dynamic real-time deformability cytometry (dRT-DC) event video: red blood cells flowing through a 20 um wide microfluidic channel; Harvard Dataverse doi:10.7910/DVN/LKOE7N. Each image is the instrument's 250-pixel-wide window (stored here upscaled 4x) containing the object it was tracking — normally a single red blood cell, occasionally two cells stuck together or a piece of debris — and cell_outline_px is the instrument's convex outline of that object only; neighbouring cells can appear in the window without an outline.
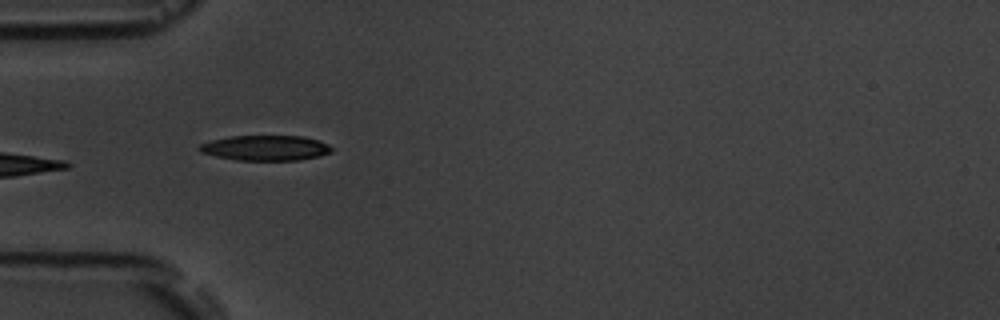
{"species": "common noctule bat (a hibernating species)", "species_latin": "Nyctalus noctula", "temperature_condition": "room temperature", "stored_images_in_passage": 6, "camera_frame_rate_fps": 3000, "um_per_image_px": 0.085, "animal": {"sex": "male", "body_mass_g": 19.5, "forearm_length_mm": 54.6}, "frame": {"image": 1, "passage_image": 5, "time_ms": 4.667, "image_size_px": [1000, 320], "cell_outline_px": [[332, 152], [320, 156], [300, 160], [236, 160], [216, 156], [200, 152], [196, 148], [200, 144], [212, 140], [228, 136], [304, 136], [320, 140], [328, 144], [332, 148]], "centroid_in_image_um": [22.58, 12.57], "position_along_channel_um": 62.4, "area_um2": 19.59}}
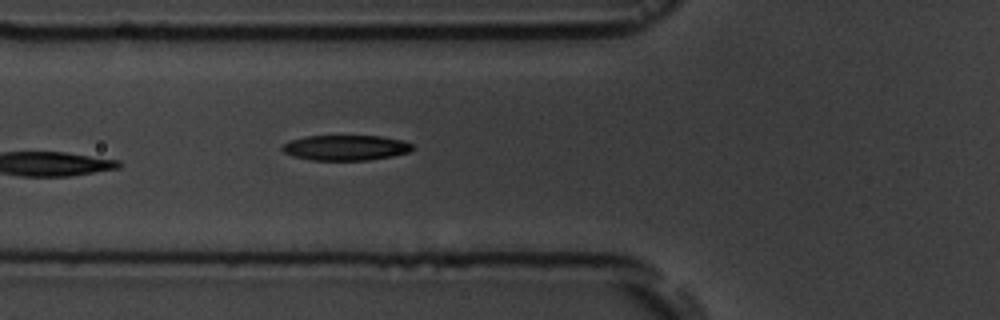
{"frame": {"image": 2, "passage_image": 6, "time_ms": 5.667, "image_size_px": [1000, 320], "cell_outline_px": [[416, 148], [408, 152], [392, 156], [368, 160], [312, 160], [292, 156], [284, 152], [280, 148], [284, 144], [292, 140], [304, 136], [380, 136], [400, 140], [412, 144]], "centroid_in_image_um": [29.38, 12.56], "position_along_channel_um": 96.4, "area_um2": 19.13}}